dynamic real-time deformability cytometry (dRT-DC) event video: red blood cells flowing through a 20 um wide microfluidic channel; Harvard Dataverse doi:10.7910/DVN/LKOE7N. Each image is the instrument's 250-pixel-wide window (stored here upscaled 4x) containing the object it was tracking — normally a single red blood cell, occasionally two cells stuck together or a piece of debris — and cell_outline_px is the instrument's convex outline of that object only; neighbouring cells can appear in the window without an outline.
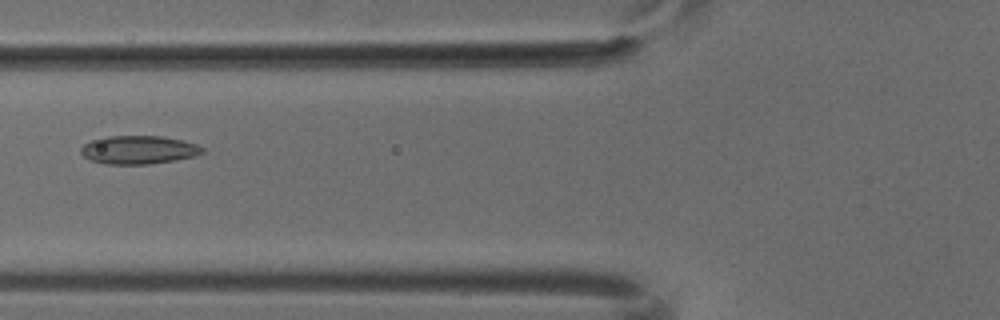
{"species": "common noctule bat (a hibernating species)", "species_latin": "Nyctalus noctula", "temperature_condition": "cold", "stored_images_in_passage": 6, "camera_frame_rate_fps": 3000, "um_per_image_px": 0.085, "animal": {"sex": "male", "body_mass_g": 18.8}, "frame": {"image": 1, "passage_image": 6, "time_ms": 1.667, "image_size_px": [1000, 320], "cell_outline_px": [[204, 152], [196, 156], [176, 160], [148, 164], [104, 164], [88, 160], [80, 152], [80, 148], [84, 144], [92, 140], [108, 136], [160, 136], [184, 140], [196, 144], [204, 148]], "centroid_in_image_um": [11.78, 12.74], "position_along_channel_um": 114.0, "area_um2": 20.23}}